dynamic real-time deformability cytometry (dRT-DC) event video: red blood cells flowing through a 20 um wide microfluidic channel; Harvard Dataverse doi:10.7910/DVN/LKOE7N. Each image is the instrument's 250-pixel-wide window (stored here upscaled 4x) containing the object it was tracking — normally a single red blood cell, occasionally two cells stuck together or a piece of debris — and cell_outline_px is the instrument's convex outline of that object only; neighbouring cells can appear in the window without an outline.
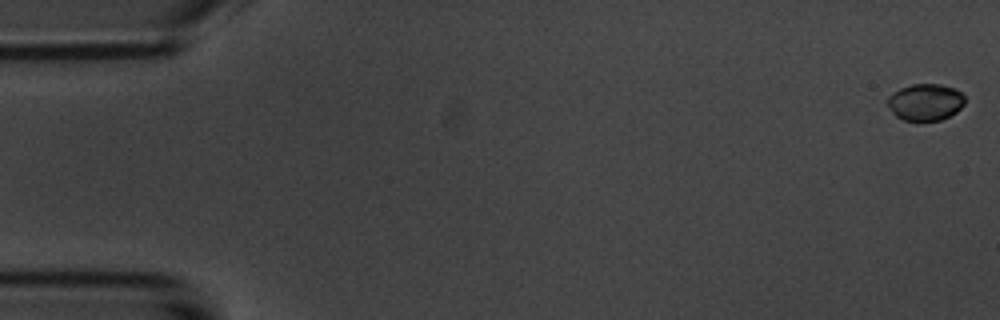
{"species": "common noctule bat (a hibernating species)", "species_latin": "Nyctalus noctula", "temperature_condition": "room temperature", "stored_images_in_passage": 5, "camera_frame_rate_fps": 3000, "um_per_image_px": 0.085, "animal": {"sex": "male", "body_mass_g": 20.1, "forearm_length_mm": 53.5}, "frame": {"image": 1, "passage_image": 1, "time_ms": 0.0, "image_size_px": [1000, 320], "cell_outline_px": [[964, 104], [956, 112], [940, 120], [904, 120], [896, 116], [892, 112], [888, 104], [888, 96], [892, 92], [900, 88], [912, 84], [940, 84], [956, 88], [964, 96]], "centroid_in_image_um": [78.65, 8.66], "position_along_channel_um": 6.3, "area_um2": 16.47}}
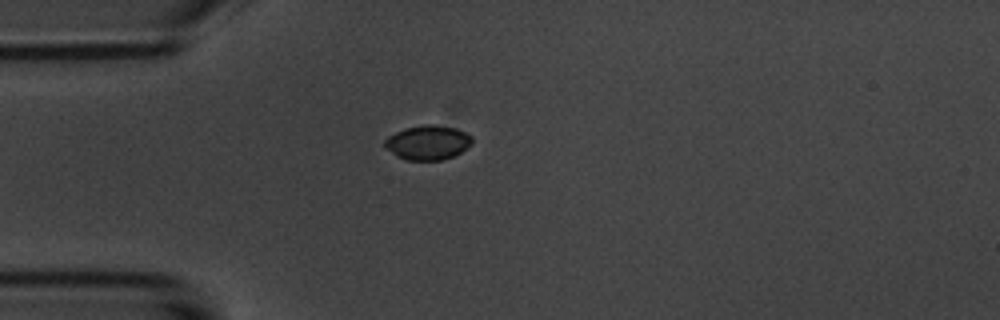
{"frame": {"image": 2, "passage_image": 5, "time_ms": 4.667, "image_size_px": [1000, 320], "cell_outline_px": [[472, 144], [460, 152], [444, 160], [408, 160], [396, 156], [384, 144], [384, 140], [388, 136], [404, 128], [428, 124], [432, 124], [456, 128], [472, 136]], "centroid_in_image_um": [36.37, 12.11], "position_along_channel_um": 48.6, "area_um2": 17.4}}